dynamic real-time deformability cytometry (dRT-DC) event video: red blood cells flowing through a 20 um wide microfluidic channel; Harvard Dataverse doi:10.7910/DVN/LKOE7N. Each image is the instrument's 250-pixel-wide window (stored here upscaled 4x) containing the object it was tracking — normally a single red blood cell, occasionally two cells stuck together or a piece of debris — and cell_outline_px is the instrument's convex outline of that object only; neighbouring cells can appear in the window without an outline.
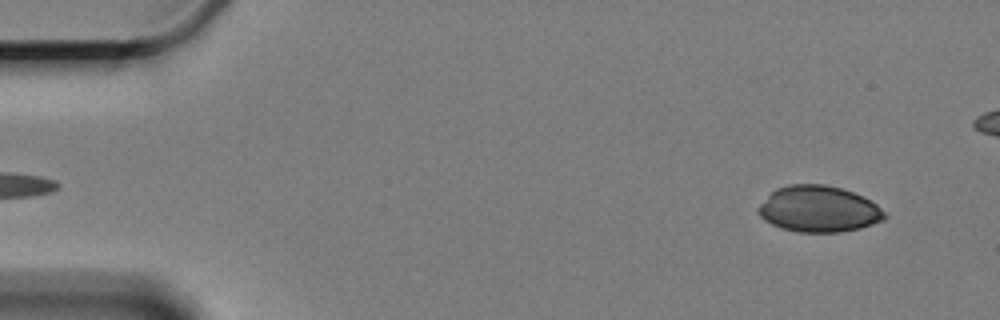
{"species": "Egyptian fruit bat (a non-hibernating species)", "species_latin": "Rousettus aegyptiacus", "temperature_condition": "cold", "stored_images_in_passage": 6, "segment_of_instrument_passage": [2, 2], "camera_frame_rate_fps": 3000, "um_per_image_px": 0.085, "animal": {"sex": "female"}, "frame": {"image": 1, "passage_image": 6, "time_ms": 6.667, "image_size_px": [1000, 320], "cell_outline_px": [[888, 216], [884, 220], [860, 228], [840, 232], [800, 232], [780, 228], [764, 220], [756, 212], [756, 208], [776, 188], [792, 184], [824, 184], [840, 188], [864, 196], [876, 204]], "centroid_in_image_um": [69.58, 17.77], "position_along_channel_um": 15.4, "area_um2": 34.04}}